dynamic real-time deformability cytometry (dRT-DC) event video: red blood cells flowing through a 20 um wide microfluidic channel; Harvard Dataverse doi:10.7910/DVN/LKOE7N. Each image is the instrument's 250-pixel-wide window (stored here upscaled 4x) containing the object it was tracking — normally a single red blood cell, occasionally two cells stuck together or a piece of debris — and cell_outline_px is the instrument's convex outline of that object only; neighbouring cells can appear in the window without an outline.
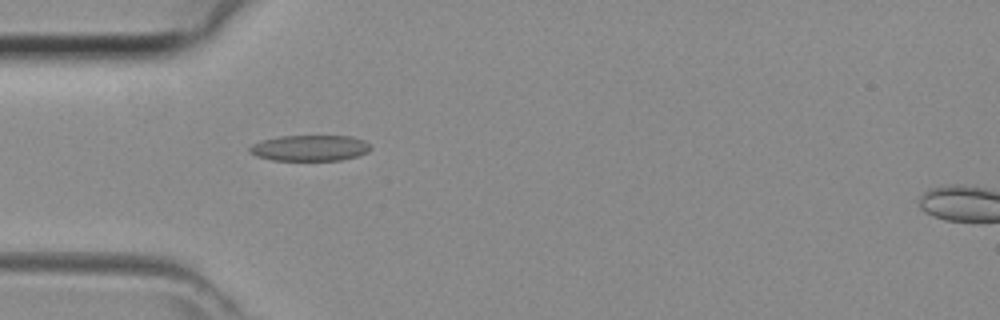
{"species": "common noctule bat (a hibernating species)", "species_latin": "Nyctalus noctula", "temperature_condition": "room temperature", "stored_images_in_passage": 29, "camera_frame_rate_fps": 3000, "um_per_image_px": 0.085, "animal": {"sex": "female", "body_mass_g": 29.2, "forearm_length_mm": 56.3}, "frame": {"image": 1, "passage_image": 4, "time_ms": 1.0, "image_size_px": [1000, 320], "cell_outline_px": [[372, 148], [368, 152], [356, 156], [340, 160], [272, 160], [256, 156], [248, 148], [252, 144], [264, 140], [280, 136], [352, 136], [364, 140]], "centroid_in_image_um": [26.36, 12.58], "position_along_channel_um": 58.6, "area_um2": 18.09}}
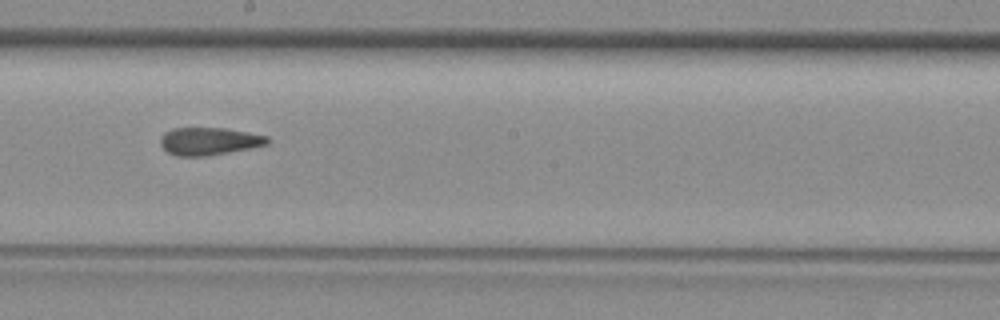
{"frame": {"image": 2, "passage_image": 15, "time_ms": 4.667, "image_size_px": [1000, 320], "cell_outline_px": [[272, 140], [268, 144], [208, 156], [180, 156], [168, 152], [160, 144], [160, 136], [164, 132], [172, 128], [228, 128], [268, 136]], "centroid_in_image_um": [17.78, 11.99], "position_along_channel_um": 230.4, "area_um2": 17.28}}
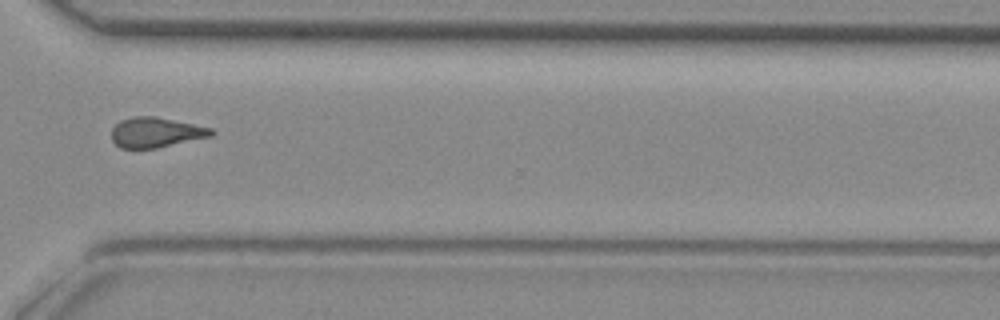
{"frame": {"image": 3, "passage_image": 23, "time_ms": 7.333, "image_size_px": [1000, 320], "cell_outline_px": [[216, 132], [212, 136], [156, 148], [120, 148], [112, 140], [112, 128], [120, 120], [132, 116], [152, 116], [212, 128]], "centroid_in_image_um": [13.24, 11.25], "position_along_channel_um": 357.4, "area_um2": 17.34}}